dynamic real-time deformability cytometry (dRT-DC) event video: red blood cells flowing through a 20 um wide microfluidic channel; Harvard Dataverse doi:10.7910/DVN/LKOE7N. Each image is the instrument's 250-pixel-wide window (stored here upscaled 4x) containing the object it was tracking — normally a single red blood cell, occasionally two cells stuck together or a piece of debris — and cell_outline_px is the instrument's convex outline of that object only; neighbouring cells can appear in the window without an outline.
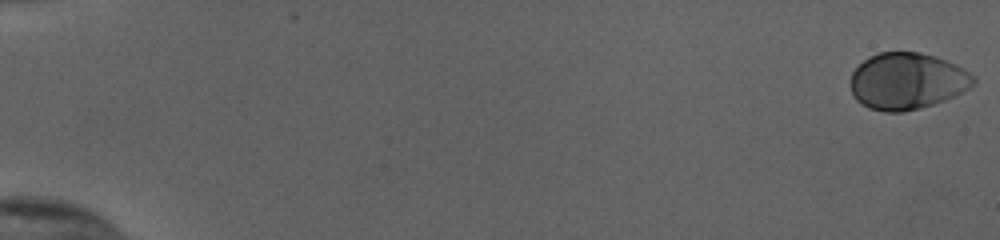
{"species": "human", "species_latin": "Homo sapiens", "temperature_condition": "cold", "stored_images_in_passage": 55, "camera_frame_rate_fps": 3000, "um_per_image_px": 0.085, "donor": {"sex": "female"}, "frame": {"image": 1, "passage_image": 1, "time_ms": 0.0, "image_size_px": [1000, 240], "cell_outline_px": [[976, 80], [968, 88], [956, 96], [920, 108], [900, 112], [884, 112], [868, 108], [860, 104], [856, 100], [852, 92], [852, 72], [868, 56], [876, 52], [920, 52], [936, 56], [956, 64], [964, 68], [976, 76]], "centroid_in_image_um": [77.12, 6.89], "position_along_channel_um": 7.9, "area_um2": 40.75}}
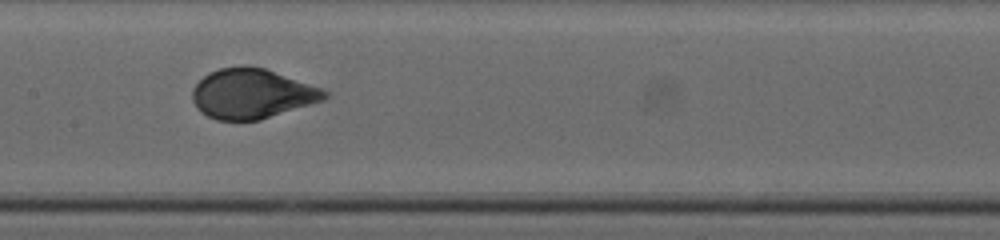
{"frame": {"image": 2, "passage_image": 30, "time_ms": 9.667, "image_size_px": [1000, 240], "cell_outline_px": [[332, 96], [324, 100], [260, 120], [216, 120], [200, 112], [196, 108], [192, 100], [192, 88], [208, 72], [220, 68], [244, 64], [248, 64], [264, 68], [320, 88], [328, 92]], "centroid_in_image_um": [21.39, 7.96], "position_along_channel_um": 186.0, "area_um2": 38.55}}
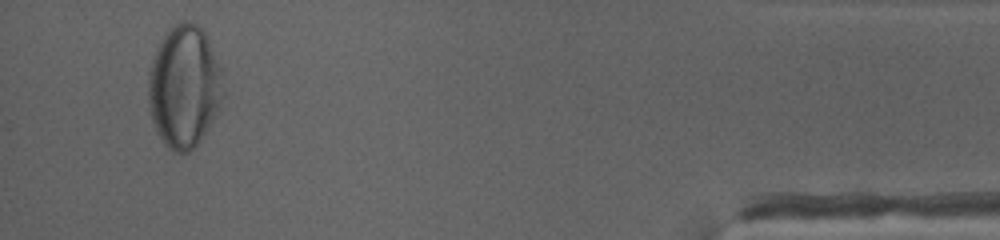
{"frame": {"image": 3, "passage_image": 53, "time_ms": 17.333, "image_size_px": [1000, 240], "cell_outline_px": [[224, 92], [208, 128], [200, 140], [188, 152], [172, 152], [168, 148], [160, 136], [152, 120], [148, 108], [148, 72], [156, 48], [160, 40], [176, 24], [184, 20], [188, 20], [196, 24], [204, 32], [224, 68]], "centroid_in_image_um": [15.67, 7.33], "position_along_channel_um": 419.5, "area_um2": 53.52}, "authors_computed_cell_mechanics": {"area_um2": 39.8242, "velocity_mm_per_s": 3.8228, "shape_relaxation_time_tau1_ms": 3.5045, "shape_relaxation_time_tau2_ms": null, "deformation_change_tau1": 0.1663, "deformation_change_tau2": null}}